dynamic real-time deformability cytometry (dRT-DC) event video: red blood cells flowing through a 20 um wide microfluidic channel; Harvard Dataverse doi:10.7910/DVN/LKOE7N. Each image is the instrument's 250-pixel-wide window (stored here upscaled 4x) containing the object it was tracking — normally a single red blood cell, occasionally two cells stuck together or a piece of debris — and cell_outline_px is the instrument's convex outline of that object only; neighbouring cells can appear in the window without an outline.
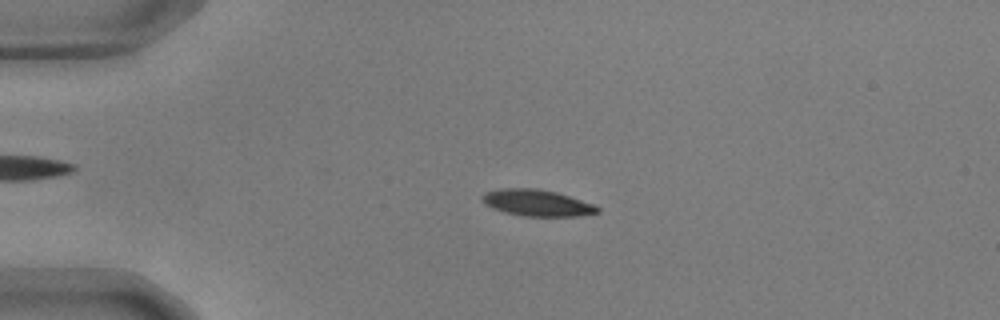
{"species": "common noctule bat (a hibernating species)", "species_latin": "Nyctalus noctula", "temperature_condition": "warm", "stored_images_in_passage": 55, "camera_frame_rate_fps": 3000, "um_per_image_px": 0.085, "animal": {"sex": "male", "body_mass_g": 17.9, "forearm_length_mm": 54.2}, "frame": {"image": 1, "passage_image": 13, "time_ms": 4.0, "image_size_px": [1000, 320], "cell_outline_px": [[600, 212], [580, 216], [524, 216], [504, 212], [492, 208], [484, 204], [480, 196], [488, 192], [500, 188], [536, 188], [556, 192], [592, 204], [600, 208]], "centroid_in_image_um": [45.62, 17.25], "position_along_channel_um": 39.4, "area_um2": 17.69}}
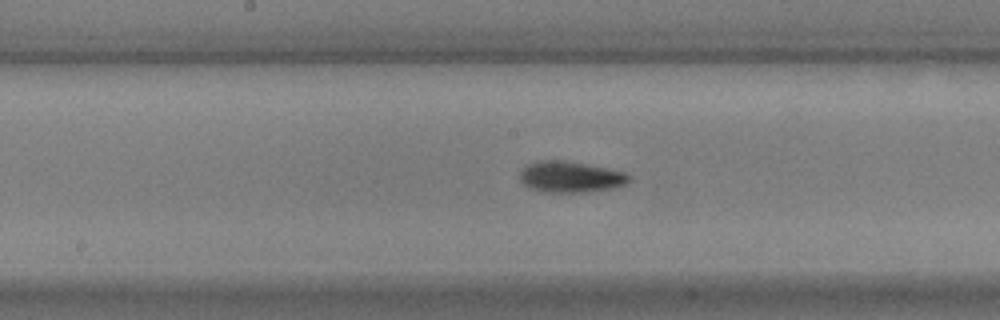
{"frame": {"image": 2, "passage_image": 29, "time_ms": 9.333, "image_size_px": [1000, 320], "cell_outline_px": [[632, 180], [624, 184], [612, 188], [588, 192], [548, 192], [532, 188], [524, 184], [520, 180], [520, 172], [528, 164], [536, 160], [564, 160], [624, 172], [632, 176]], "centroid_in_image_um": [48.5, 15.03], "position_along_channel_um": 199.7, "area_um2": 19.59}}
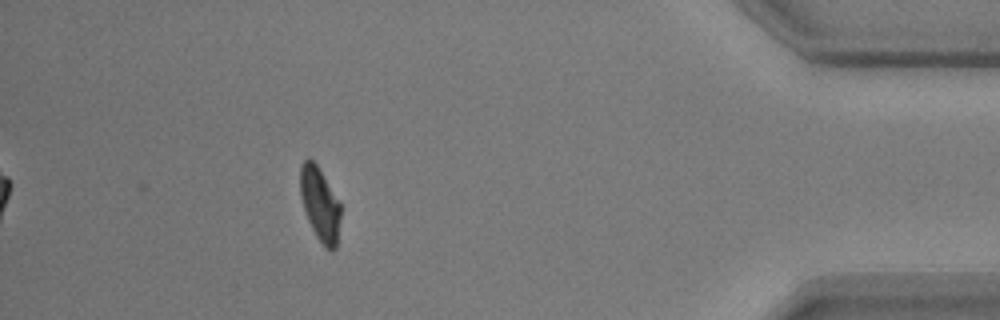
{"frame": {"image": 3, "passage_image": 50, "time_ms": 16.333, "image_size_px": [1000, 320], "cell_outline_px": [[340, 216], [336, 248], [332, 252], [324, 248], [316, 236], [308, 220], [300, 196], [300, 164], [308, 156], [316, 164], [340, 200]], "centroid_in_image_um": [27.19, 17.35], "position_along_channel_um": 408.0, "area_um2": 17.51}, "authors_computed_cell_mechanics": {"area_um2": 18.0914, "velocity_mm_per_s": 3.6485, "shape_relaxation_time_tau1_ms": 2.8009, "shape_relaxation_time_tau2_ms": 4.085, "deformation_change_tau1": 0.1489, "deformation_change_tau2": 0.0843}}